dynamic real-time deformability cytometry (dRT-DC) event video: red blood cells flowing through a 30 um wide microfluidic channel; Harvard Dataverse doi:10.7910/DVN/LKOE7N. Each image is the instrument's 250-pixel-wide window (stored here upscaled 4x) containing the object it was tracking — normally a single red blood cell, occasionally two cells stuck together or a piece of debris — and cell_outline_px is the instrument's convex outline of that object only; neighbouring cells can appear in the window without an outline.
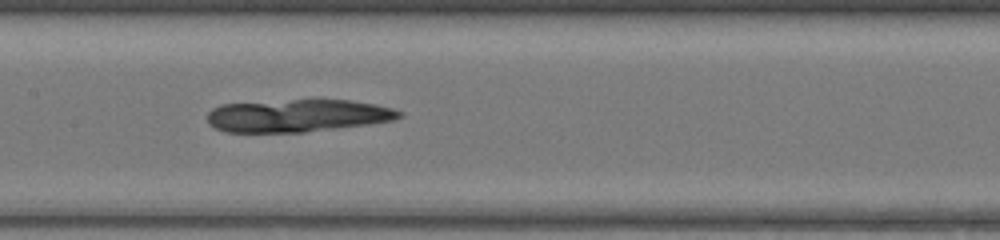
{"species": "common noctule bat (a hibernating species)", "species_latin": "Nyctalus noctula", "temperature_condition": "warm", "stored_images_in_passage": 47, "camera_frame_rate_fps": 3000, "um_per_image_px": 0.085, "animal": {"sex": "female", "body_mass_g": 17.0, "forearm_length_mm": 48.0}, "frame": {"image": 1, "passage_image": 25, "time_ms": 8.0, "image_size_px": [1000, 240], "cell_outline_px": [[404, 116], [396, 120], [372, 124], [304, 132], [224, 132], [208, 124], [208, 112], [212, 108], [224, 104], [292, 100], [348, 100], [376, 104], [392, 108], [404, 112]], "centroid_in_image_um": [25.35, 9.84], "position_along_channel_um": 182.0, "area_um2": 36.59}}
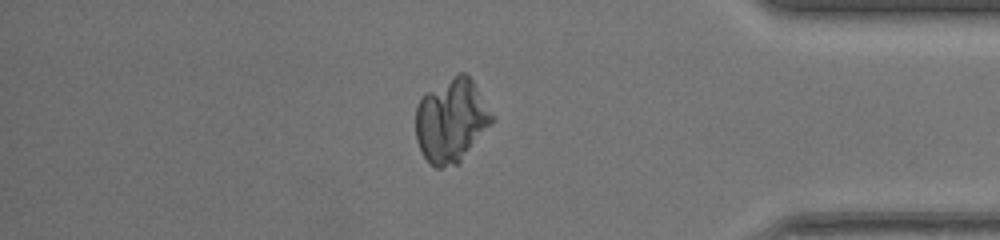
{"frame": {"image": 2, "passage_image": 41, "time_ms": 13.333, "image_size_px": [1000, 240], "cell_outline_px": [[492, 124], [460, 160], [456, 164], [440, 168], [436, 168], [424, 156], [416, 140], [416, 108], [420, 100], [428, 92], [452, 76], [460, 72], [464, 72], [472, 80], [492, 116]], "centroid_in_image_um": [38.33, 10.25], "position_along_channel_um": 396.9, "area_um2": 36.13}}